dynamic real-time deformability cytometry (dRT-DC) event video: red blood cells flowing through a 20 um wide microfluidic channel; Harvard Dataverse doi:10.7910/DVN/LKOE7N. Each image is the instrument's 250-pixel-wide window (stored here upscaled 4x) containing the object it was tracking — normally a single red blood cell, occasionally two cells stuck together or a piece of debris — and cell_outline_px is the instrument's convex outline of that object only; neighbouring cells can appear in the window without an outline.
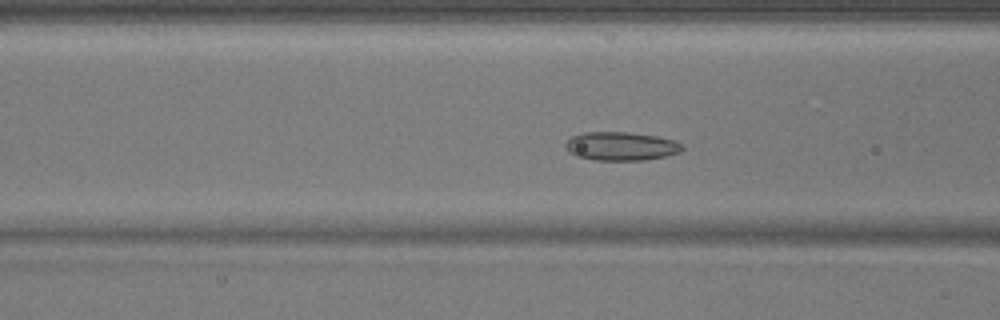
{"species": "common noctule bat (a hibernating species)", "species_latin": "Nyctalus noctula", "temperature_condition": "warm", "stored_images_in_passage": 51, "camera_frame_rate_fps": 3000, "um_per_image_px": 0.085, "animal": {"sex": "male", "body_mass_g": 17.9}, "frame": {"image": 1, "passage_image": 19, "time_ms": 6.0, "image_size_px": [1000, 320], "cell_outline_px": [[684, 148], [680, 152], [664, 156], [644, 160], [596, 160], [576, 156], [564, 144], [572, 136], [584, 132], [628, 132], [656, 136], [672, 140], [684, 144]], "centroid_in_image_um": [52.82, 12.42], "position_along_channel_um": 113.8, "area_um2": 19.25}}
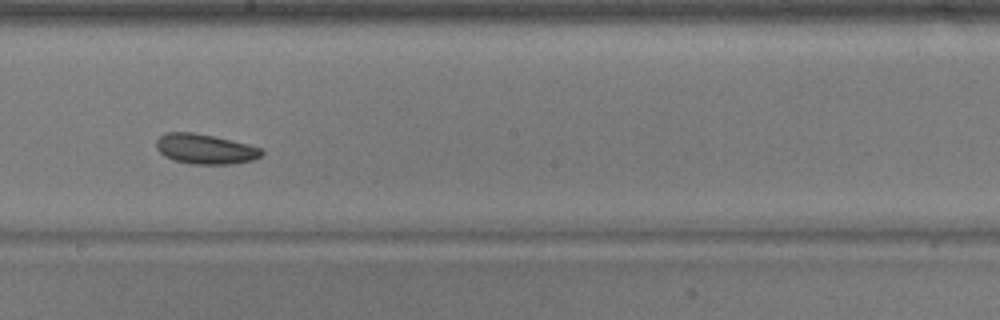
{"frame": {"image": 2, "passage_image": 28, "time_ms": 9.0, "image_size_px": [1000, 320], "cell_outline_px": [[264, 152], [260, 156], [252, 160], [232, 164], [192, 164], [172, 160], [164, 156], [156, 148], [156, 140], [160, 136], [168, 132], [192, 132], [212, 136], [248, 144], [260, 148]], "centroid_in_image_um": [17.41, 12.67], "position_along_channel_um": 230.8, "area_um2": 18.32}}
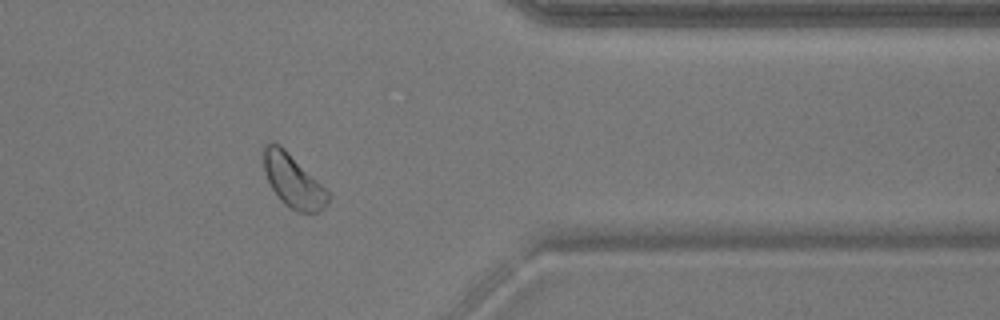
{"frame": {"image": 3, "passage_image": 41, "time_ms": 13.333, "image_size_px": [1000, 320], "cell_outline_px": [[332, 196], [324, 208], [320, 212], [296, 212], [288, 208], [280, 200], [272, 188], [264, 172], [264, 144], [280, 144]], "centroid_in_image_um": [24.92, 15.43], "position_along_channel_um": 386.5, "area_um2": 19.54}}